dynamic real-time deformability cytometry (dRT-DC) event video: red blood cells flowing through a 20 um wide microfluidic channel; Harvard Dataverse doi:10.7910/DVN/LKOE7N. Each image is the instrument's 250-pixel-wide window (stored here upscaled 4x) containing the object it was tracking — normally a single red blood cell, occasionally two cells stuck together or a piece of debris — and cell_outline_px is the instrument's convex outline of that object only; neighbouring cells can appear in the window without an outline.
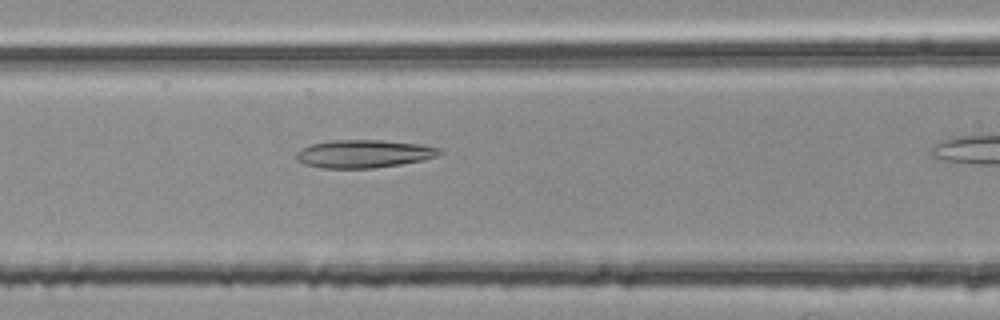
{"species": "common noctule bat (a hibernating species)", "species_latin": "Nyctalus noctula", "temperature_condition": "room temperature", "stored_images_in_passage": 35, "camera_frame_rate_fps": 3000, "um_per_image_px": 0.085, "animal": {"sex": "female", "body_mass_g": 25.1}, "frame": {"image": 1, "passage_image": 18, "time_ms": 5.667, "image_size_px": [1000, 320], "cell_outline_px": [[444, 152], [436, 156], [424, 160], [400, 164], [372, 168], [324, 168], [304, 164], [296, 160], [296, 152], [312, 144], [328, 140], [384, 140], [420, 144], [440, 148]], "centroid_in_image_um": [30.94, 13.07], "position_along_channel_um": 135.7, "area_um2": 23.35}}
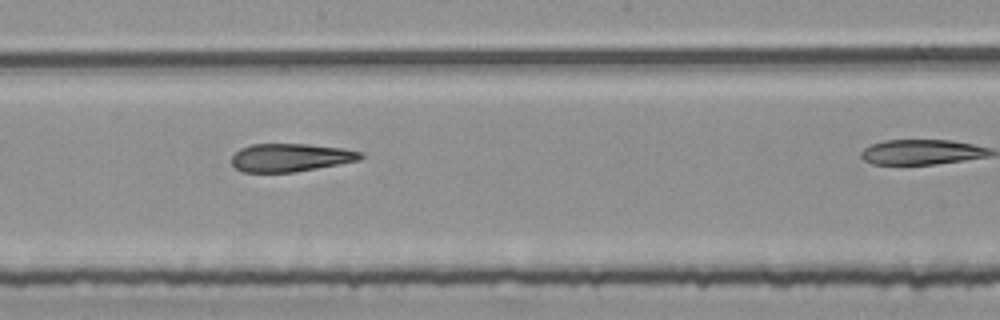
{"frame": {"image": 2, "passage_image": 25, "time_ms": 8.0, "image_size_px": [1000, 320], "cell_outline_px": [[364, 156], [360, 160], [340, 164], [292, 172], [244, 172], [236, 168], [232, 164], [232, 156], [240, 148], [252, 144], [308, 144], [344, 148], [364, 152]], "centroid_in_image_um": [24.73, 13.38], "position_along_channel_um": 223.5, "area_um2": 21.15}}
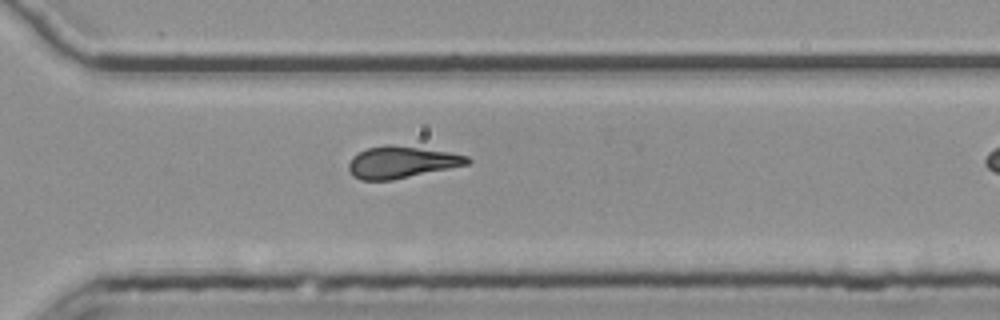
{"frame": {"image": 3, "passage_image": 34, "time_ms": 11.0, "image_size_px": [1000, 320], "cell_outline_px": [[472, 160], [468, 164], [392, 180], [360, 180], [352, 176], [348, 168], [348, 164], [352, 156], [368, 148], [388, 144], [448, 152], [468, 156]], "centroid_in_image_um": [34.09, 13.79], "position_along_channel_um": 336.5, "area_um2": 21.73}}